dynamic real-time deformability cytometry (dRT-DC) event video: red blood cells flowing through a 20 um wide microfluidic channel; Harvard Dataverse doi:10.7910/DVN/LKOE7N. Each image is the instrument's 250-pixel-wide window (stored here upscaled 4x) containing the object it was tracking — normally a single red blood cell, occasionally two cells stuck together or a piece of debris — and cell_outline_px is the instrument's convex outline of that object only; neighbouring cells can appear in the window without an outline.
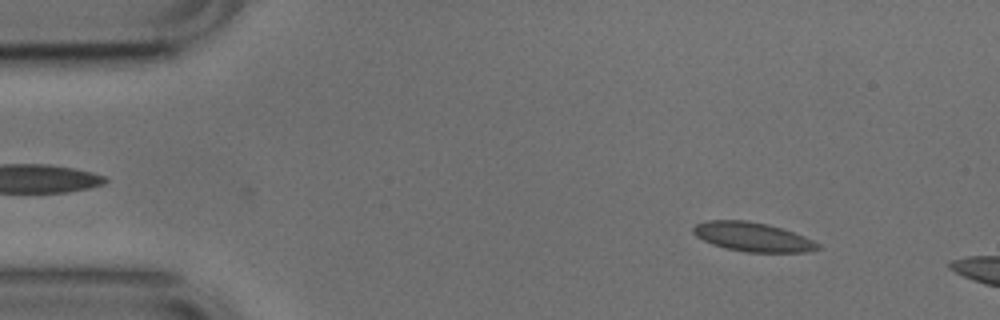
{"species": "common noctule bat (a hibernating species)", "species_latin": "Nyctalus noctula", "temperature_condition": "cold", "stored_images_in_passage": 10, "camera_frame_rate_fps": 3000, "um_per_image_px": 0.085, "animal": {"sex": "male", "body_mass_g": 17.9, "forearm_length_mm": 54.2}, "frame": {"image": 1, "passage_image": 5, "time_ms": 1.333, "image_size_px": [1000, 320], "cell_outline_px": [[820, 248], [808, 252], [748, 252], [724, 248], [712, 244], [696, 236], [692, 232], [692, 228], [696, 224], [708, 220], [748, 220], [768, 224], [804, 236], [820, 244]], "centroid_in_image_um": [63.96, 20.13], "position_along_channel_um": 21.0, "area_um2": 21.1}}